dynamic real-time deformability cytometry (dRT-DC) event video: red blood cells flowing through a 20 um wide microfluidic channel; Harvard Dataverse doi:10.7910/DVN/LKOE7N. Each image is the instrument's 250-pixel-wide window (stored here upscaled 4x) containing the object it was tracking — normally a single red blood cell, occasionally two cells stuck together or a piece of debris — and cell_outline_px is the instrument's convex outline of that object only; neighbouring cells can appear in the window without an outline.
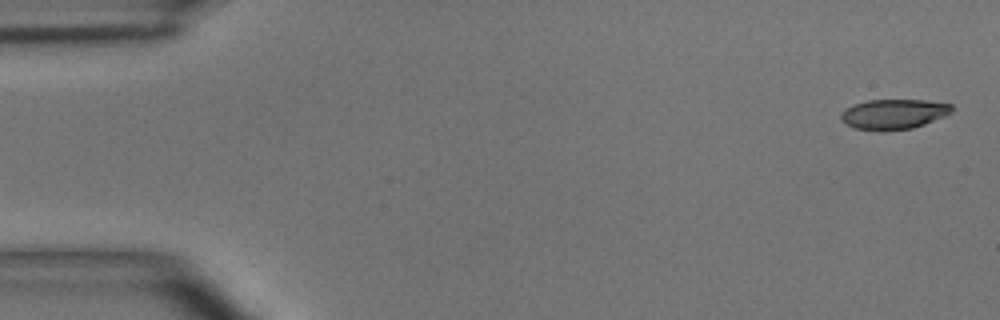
{"species": "common noctule bat (a hibernating species)", "species_latin": "Nyctalus noctula", "temperature_condition": "room temperature", "stored_images_in_passage": 5, "camera_frame_rate_fps": 3000, "um_per_image_px": 0.085, "animal": {"sex": "male", "body_mass_g": 15.6}, "frame": {"image": 1, "passage_image": 1, "time_ms": 0.0, "image_size_px": [1000, 320], "cell_outline_px": [[952, 112], [944, 116], [924, 124], [912, 128], [880, 132], [856, 128], [844, 124], [840, 120], [840, 112], [844, 108], [868, 100], [924, 100], [952, 104]], "centroid_in_image_um": [75.91, 9.71], "position_along_channel_um": 9.1, "area_um2": 19.59}}
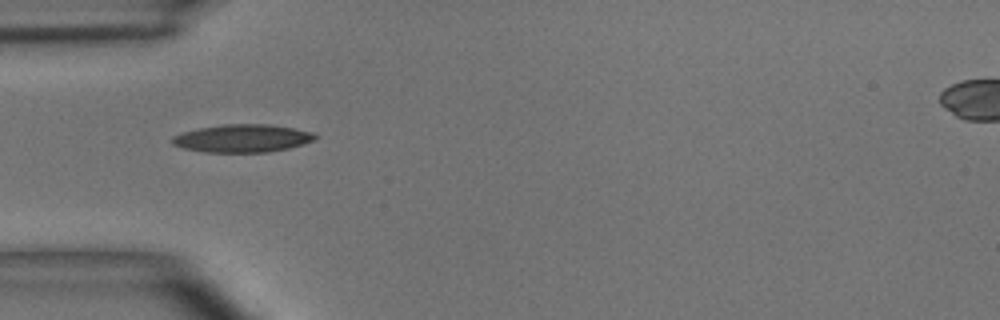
{"frame": {"image": 2, "passage_image": 5, "time_ms": 4.667, "image_size_px": [1000, 320], "cell_outline_px": [[316, 140], [288, 148], [268, 152], [204, 152], [184, 148], [172, 144], [172, 136], [180, 132], [200, 128], [224, 124], [268, 124], [292, 128], [312, 132], [316, 136]], "centroid_in_image_um": [20.58, 11.75], "position_along_channel_um": 64.4, "area_um2": 23.12}}